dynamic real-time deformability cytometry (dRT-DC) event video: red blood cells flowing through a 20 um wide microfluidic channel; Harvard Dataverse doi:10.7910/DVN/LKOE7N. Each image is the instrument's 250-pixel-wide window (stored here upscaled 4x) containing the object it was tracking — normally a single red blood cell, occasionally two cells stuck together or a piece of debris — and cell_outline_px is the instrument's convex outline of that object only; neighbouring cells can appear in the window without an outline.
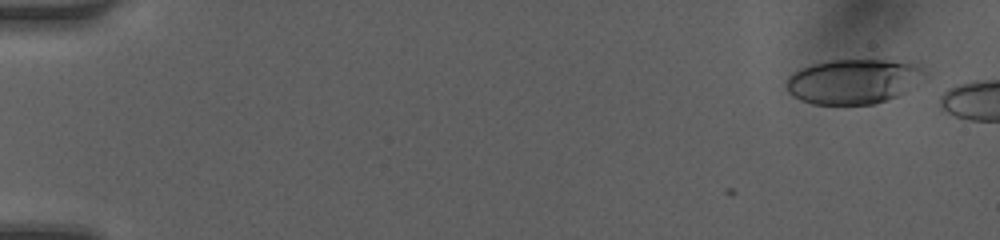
{"species": "human", "species_latin": "Homo sapiens", "temperature_condition": "room temperature", "stored_images_in_passage": 13, "camera_frame_rate_fps": 3000, "um_per_image_px": 0.085, "donor": {"sex": "female"}, "frame": {"image": 1, "passage_image": 3, "time_ms": 0.667, "image_size_px": [1000, 240], "cell_outline_px": [[920, 68], [904, 92], [896, 96], [872, 104], [812, 104], [788, 92], [788, 76], [792, 72], [812, 64], [832, 60], [884, 60], [908, 64]], "centroid_in_image_um": [72.33, 6.93], "position_along_channel_um": 12.7, "area_um2": 34.16}}